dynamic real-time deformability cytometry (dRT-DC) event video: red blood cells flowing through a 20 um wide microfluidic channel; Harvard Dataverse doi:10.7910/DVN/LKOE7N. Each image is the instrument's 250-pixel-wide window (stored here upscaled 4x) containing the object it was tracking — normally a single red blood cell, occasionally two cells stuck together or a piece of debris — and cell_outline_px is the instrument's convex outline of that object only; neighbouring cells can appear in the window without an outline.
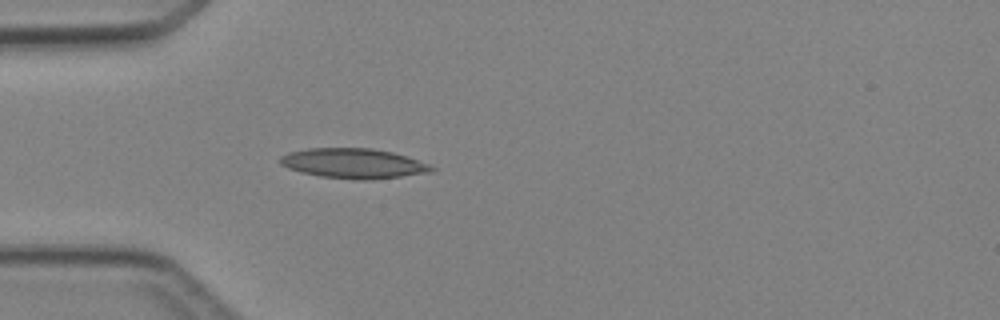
{"species": "Egyptian fruit bat (a non-hibernating species)", "species_latin": "Rousettus aegyptiacus", "temperature_condition": "cold", "stored_images_in_passage": 4, "camera_frame_rate_fps": 3000, "um_per_image_px": 0.085, "animal": {"sex": "female"}, "frame": {"image": 1, "passage_image": 4, "time_ms": 3.667, "image_size_px": [1000, 320], "cell_outline_px": [[436, 168], [432, 172], [400, 176], [364, 180], [352, 180], [320, 176], [300, 172], [288, 168], [280, 164], [280, 156], [288, 152], [308, 148], [372, 148], [392, 152], [428, 164]], "centroid_in_image_um": [29.99, 13.89], "position_along_channel_um": 55.0, "area_um2": 26.3}}